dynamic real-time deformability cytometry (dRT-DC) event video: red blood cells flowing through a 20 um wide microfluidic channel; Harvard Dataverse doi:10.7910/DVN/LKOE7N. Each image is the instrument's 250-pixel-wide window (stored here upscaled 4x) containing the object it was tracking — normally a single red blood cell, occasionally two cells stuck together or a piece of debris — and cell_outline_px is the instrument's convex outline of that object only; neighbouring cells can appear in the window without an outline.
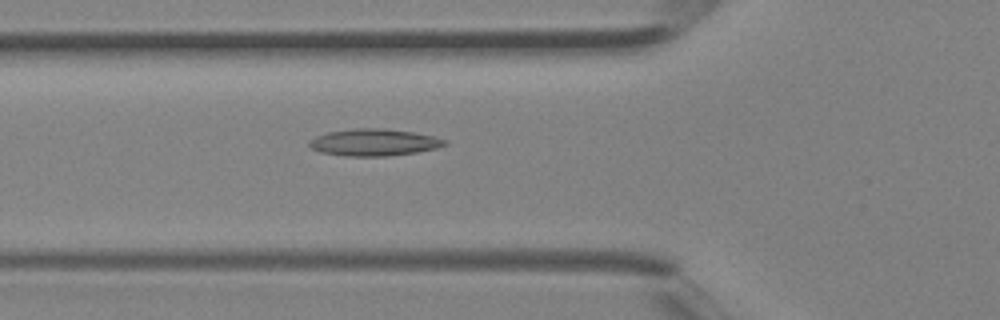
{"species": "Egyptian fruit bat (a non-hibernating species)", "species_latin": "Rousettus aegyptiacus", "temperature_condition": "room temperature", "stored_images_in_passage": 36, "camera_frame_rate_fps": 3000, "um_per_image_px": 0.085, "animal": {"sex": "female"}, "frame": {"image": 1, "passage_image": 11, "time_ms": 3.333, "image_size_px": [1000, 320], "cell_outline_px": [[448, 144], [436, 148], [416, 152], [388, 156], [344, 156], [320, 152], [312, 148], [308, 144], [308, 140], [316, 136], [328, 132], [352, 128], [384, 128], [412, 132], [432, 136], [448, 140]], "centroid_in_image_um": [31.77, 12.1], "position_along_channel_um": 94.0, "area_um2": 21.33}}
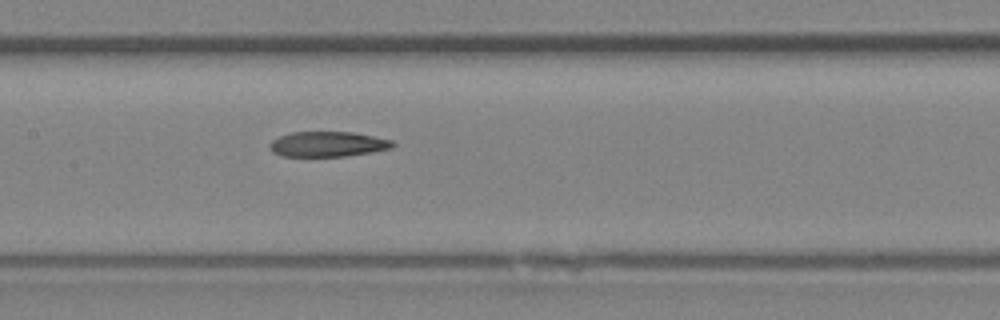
{"frame": {"image": 2, "passage_image": 16, "time_ms": 5.0, "image_size_px": [1000, 320], "cell_outline_px": [[396, 144], [392, 148], [372, 152], [344, 156], [284, 156], [272, 152], [268, 144], [272, 140], [280, 136], [292, 132], [352, 132], [392, 140]], "centroid_in_image_um": [27.86, 12.25], "position_along_channel_um": 179.5, "area_um2": 17.98}}
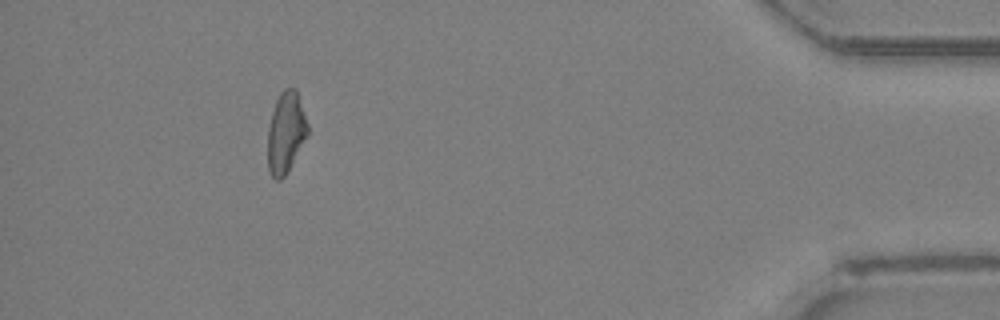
{"frame": {"image": 3, "passage_image": 33, "time_ms": 10.667, "image_size_px": [1000, 320], "cell_outline_px": [[308, 132], [284, 176], [280, 180], [276, 180], [268, 172], [268, 128], [272, 112], [276, 100], [280, 92], [284, 88], [296, 88], [308, 124]], "centroid_in_image_um": [24.27, 11.23], "position_along_channel_um": 410.9, "area_um2": 18.5}}